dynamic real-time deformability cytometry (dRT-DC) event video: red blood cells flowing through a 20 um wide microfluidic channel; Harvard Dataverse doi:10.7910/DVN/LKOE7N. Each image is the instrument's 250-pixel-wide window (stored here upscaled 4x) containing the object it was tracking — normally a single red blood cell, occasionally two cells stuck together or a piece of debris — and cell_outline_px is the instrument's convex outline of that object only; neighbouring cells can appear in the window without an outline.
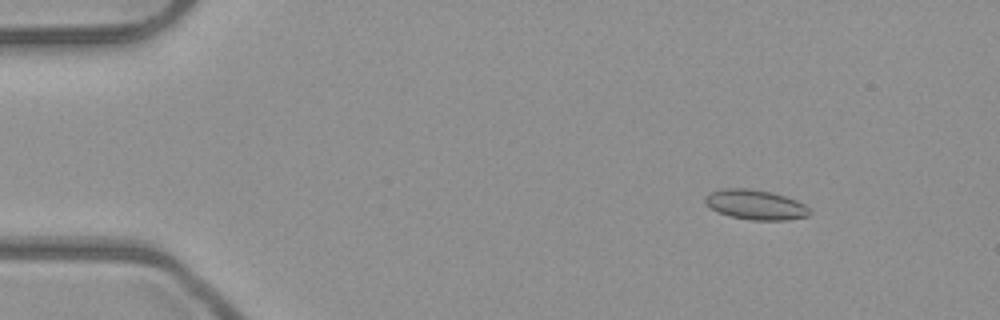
{"species": "common noctule bat (a hibernating species)", "species_latin": "Nyctalus noctula", "temperature_condition": "room temperature", "stored_images_in_passage": 5, "camera_frame_rate_fps": 3000, "um_per_image_px": 0.085, "animal": {"sex": "male", "body_mass_g": 23.1, "forearm_length_mm": 52.7}, "frame": {"image": 1, "passage_image": 2, "time_ms": 0.333, "image_size_px": [1000, 320], "cell_outline_px": [[812, 212], [808, 216], [788, 220], [752, 220], [732, 216], [716, 212], [704, 204], [704, 196], [712, 192], [724, 188], [748, 188], [772, 192], [796, 200], [804, 204]], "centroid_in_image_um": [64.2, 17.4], "position_along_channel_um": 20.8, "area_um2": 18.26}}